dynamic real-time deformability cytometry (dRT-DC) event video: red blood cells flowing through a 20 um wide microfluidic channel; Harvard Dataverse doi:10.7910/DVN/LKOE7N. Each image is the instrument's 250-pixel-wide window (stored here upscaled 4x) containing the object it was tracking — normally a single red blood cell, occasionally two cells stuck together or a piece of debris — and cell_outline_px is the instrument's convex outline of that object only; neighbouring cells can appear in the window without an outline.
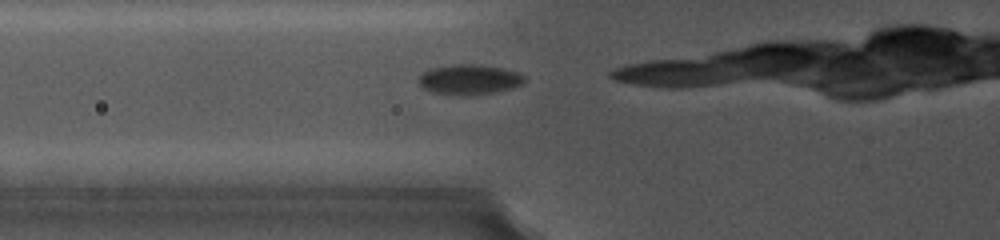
{"species": "common noctule bat (a hibernating species)", "species_latin": "Nyctalus noctula", "temperature_condition": "cold", "stored_images_in_passage": 5, "camera_frame_rate_fps": 5000, "um_per_image_px": 0.085, "animal": {"sex": "female", "body_mass_g": 19.0, "forearm_length_mm": 56.7}, "frame": {"image": 1, "passage_image": 2, "time_ms": 0.2, "image_size_px": [1000, 240], "cell_outline_px": [[524, 84], [512, 88], [492, 92], [468, 96], [460, 96], [432, 92], [424, 88], [420, 84], [420, 76], [424, 72], [432, 68], [452, 64], [480, 64], [504, 68], [516, 72], [524, 76]], "centroid_in_image_um": [39.91, 6.76], "position_along_channel_um": 85.9, "area_um2": 18.55}}